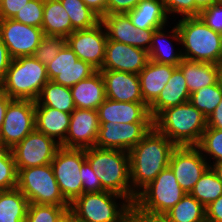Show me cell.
Here are the masks:
<instances>
[{"mask_svg": "<svg viewBox=\"0 0 222 222\" xmlns=\"http://www.w3.org/2000/svg\"><path fill=\"white\" fill-rule=\"evenodd\" d=\"M29 0H0V19H13Z\"/></svg>", "mask_w": 222, "mask_h": 222, "instance_id": "cell-44", "label": "cell"}, {"mask_svg": "<svg viewBox=\"0 0 222 222\" xmlns=\"http://www.w3.org/2000/svg\"><path fill=\"white\" fill-rule=\"evenodd\" d=\"M35 129V101L12 99L0 132V146L12 149Z\"/></svg>", "mask_w": 222, "mask_h": 222, "instance_id": "cell-10", "label": "cell"}, {"mask_svg": "<svg viewBox=\"0 0 222 222\" xmlns=\"http://www.w3.org/2000/svg\"><path fill=\"white\" fill-rule=\"evenodd\" d=\"M165 27L166 26L157 29L153 33L152 43L148 51L149 60L178 67L183 60L182 51L175 50V45H172L173 43L171 42L174 40L177 42V45L181 44L179 31L177 26L174 25L168 34L165 30L167 28ZM169 38L172 39V41Z\"/></svg>", "mask_w": 222, "mask_h": 222, "instance_id": "cell-24", "label": "cell"}, {"mask_svg": "<svg viewBox=\"0 0 222 222\" xmlns=\"http://www.w3.org/2000/svg\"><path fill=\"white\" fill-rule=\"evenodd\" d=\"M17 176L11 149L0 146V191L17 188Z\"/></svg>", "mask_w": 222, "mask_h": 222, "instance_id": "cell-37", "label": "cell"}, {"mask_svg": "<svg viewBox=\"0 0 222 222\" xmlns=\"http://www.w3.org/2000/svg\"><path fill=\"white\" fill-rule=\"evenodd\" d=\"M169 167L178 184L189 194L210 166L197 146H176L170 155Z\"/></svg>", "mask_w": 222, "mask_h": 222, "instance_id": "cell-12", "label": "cell"}, {"mask_svg": "<svg viewBox=\"0 0 222 222\" xmlns=\"http://www.w3.org/2000/svg\"><path fill=\"white\" fill-rule=\"evenodd\" d=\"M17 188L29 203L70 206L61 194L51 164L19 169Z\"/></svg>", "mask_w": 222, "mask_h": 222, "instance_id": "cell-8", "label": "cell"}, {"mask_svg": "<svg viewBox=\"0 0 222 222\" xmlns=\"http://www.w3.org/2000/svg\"><path fill=\"white\" fill-rule=\"evenodd\" d=\"M36 101L41 106L52 107L65 113H71L76 108L71 89L52 80L43 86Z\"/></svg>", "mask_w": 222, "mask_h": 222, "instance_id": "cell-32", "label": "cell"}, {"mask_svg": "<svg viewBox=\"0 0 222 222\" xmlns=\"http://www.w3.org/2000/svg\"><path fill=\"white\" fill-rule=\"evenodd\" d=\"M99 122H153L149 107L144 102H121L108 98L98 107Z\"/></svg>", "mask_w": 222, "mask_h": 222, "instance_id": "cell-21", "label": "cell"}, {"mask_svg": "<svg viewBox=\"0 0 222 222\" xmlns=\"http://www.w3.org/2000/svg\"><path fill=\"white\" fill-rule=\"evenodd\" d=\"M55 222H77L73 210L66 208L56 219Z\"/></svg>", "mask_w": 222, "mask_h": 222, "instance_id": "cell-52", "label": "cell"}, {"mask_svg": "<svg viewBox=\"0 0 222 222\" xmlns=\"http://www.w3.org/2000/svg\"><path fill=\"white\" fill-rule=\"evenodd\" d=\"M98 110L75 108L71 112L69 130L60 144L64 148L87 149L94 147L99 133Z\"/></svg>", "mask_w": 222, "mask_h": 222, "instance_id": "cell-18", "label": "cell"}, {"mask_svg": "<svg viewBox=\"0 0 222 222\" xmlns=\"http://www.w3.org/2000/svg\"><path fill=\"white\" fill-rule=\"evenodd\" d=\"M46 69L49 80L69 88L97 71L89 63L79 59L67 44L46 65Z\"/></svg>", "mask_w": 222, "mask_h": 222, "instance_id": "cell-16", "label": "cell"}, {"mask_svg": "<svg viewBox=\"0 0 222 222\" xmlns=\"http://www.w3.org/2000/svg\"><path fill=\"white\" fill-rule=\"evenodd\" d=\"M12 57L10 56L6 45L3 43L1 36H0V84L2 83L6 71L9 68V65L11 64Z\"/></svg>", "mask_w": 222, "mask_h": 222, "instance_id": "cell-47", "label": "cell"}, {"mask_svg": "<svg viewBox=\"0 0 222 222\" xmlns=\"http://www.w3.org/2000/svg\"><path fill=\"white\" fill-rule=\"evenodd\" d=\"M48 81L44 64L34 56L19 57L12 59L0 89L11 99L36 101Z\"/></svg>", "mask_w": 222, "mask_h": 222, "instance_id": "cell-7", "label": "cell"}, {"mask_svg": "<svg viewBox=\"0 0 222 222\" xmlns=\"http://www.w3.org/2000/svg\"><path fill=\"white\" fill-rule=\"evenodd\" d=\"M70 208L77 222H134L133 204L126 197L110 191L83 193L70 204Z\"/></svg>", "mask_w": 222, "mask_h": 222, "instance_id": "cell-6", "label": "cell"}, {"mask_svg": "<svg viewBox=\"0 0 222 222\" xmlns=\"http://www.w3.org/2000/svg\"><path fill=\"white\" fill-rule=\"evenodd\" d=\"M218 82L222 85V59L216 63Z\"/></svg>", "mask_w": 222, "mask_h": 222, "instance_id": "cell-54", "label": "cell"}, {"mask_svg": "<svg viewBox=\"0 0 222 222\" xmlns=\"http://www.w3.org/2000/svg\"><path fill=\"white\" fill-rule=\"evenodd\" d=\"M43 35L42 28L0 19V36L12 59L33 56Z\"/></svg>", "mask_w": 222, "mask_h": 222, "instance_id": "cell-15", "label": "cell"}, {"mask_svg": "<svg viewBox=\"0 0 222 222\" xmlns=\"http://www.w3.org/2000/svg\"><path fill=\"white\" fill-rule=\"evenodd\" d=\"M107 41V33L101 22L90 29L75 30L66 38V44L77 57L97 71L102 69Z\"/></svg>", "mask_w": 222, "mask_h": 222, "instance_id": "cell-14", "label": "cell"}, {"mask_svg": "<svg viewBox=\"0 0 222 222\" xmlns=\"http://www.w3.org/2000/svg\"><path fill=\"white\" fill-rule=\"evenodd\" d=\"M190 100V92L186 84V79L179 67L166 83L158 98L149 106V112L154 120L163 110L186 103Z\"/></svg>", "mask_w": 222, "mask_h": 222, "instance_id": "cell-22", "label": "cell"}, {"mask_svg": "<svg viewBox=\"0 0 222 222\" xmlns=\"http://www.w3.org/2000/svg\"><path fill=\"white\" fill-rule=\"evenodd\" d=\"M71 113L41 106L35 101V129L61 144L68 133Z\"/></svg>", "mask_w": 222, "mask_h": 222, "instance_id": "cell-25", "label": "cell"}, {"mask_svg": "<svg viewBox=\"0 0 222 222\" xmlns=\"http://www.w3.org/2000/svg\"><path fill=\"white\" fill-rule=\"evenodd\" d=\"M199 17L212 30L222 34V2H217L202 10Z\"/></svg>", "mask_w": 222, "mask_h": 222, "instance_id": "cell-42", "label": "cell"}, {"mask_svg": "<svg viewBox=\"0 0 222 222\" xmlns=\"http://www.w3.org/2000/svg\"><path fill=\"white\" fill-rule=\"evenodd\" d=\"M11 100L12 99L4 91L0 89V132H1L2 123L4 121L7 106Z\"/></svg>", "mask_w": 222, "mask_h": 222, "instance_id": "cell-50", "label": "cell"}, {"mask_svg": "<svg viewBox=\"0 0 222 222\" xmlns=\"http://www.w3.org/2000/svg\"><path fill=\"white\" fill-rule=\"evenodd\" d=\"M222 100V85L216 84L202 87L190 94L189 102L208 117Z\"/></svg>", "mask_w": 222, "mask_h": 222, "instance_id": "cell-35", "label": "cell"}, {"mask_svg": "<svg viewBox=\"0 0 222 222\" xmlns=\"http://www.w3.org/2000/svg\"><path fill=\"white\" fill-rule=\"evenodd\" d=\"M207 128L222 130V100L215 110L207 117Z\"/></svg>", "mask_w": 222, "mask_h": 222, "instance_id": "cell-48", "label": "cell"}, {"mask_svg": "<svg viewBox=\"0 0 222 222\" xmlns=\"http://www.w3.org/2000/svg\"><path fill=\"white\" fill-rule=\"evenodd\" d=\"M127 14L133 25L140 29H160L168 26V19H171L165 11L162 0H142Z\"/></svg>", "mask_w": 222, "mask_h": 222, "instance_id": "cell-27", "label": "cell"}, {"mask_svg": "<svg viewBox=\"0 0 222 222\" xmlns=\"http://www.w3.org/2000/svg\"><path fill=\"white\" fill-rule=\"evenodd\" d=\"M61 145L53 138L34 129L12 149L16 169L51 164Z\"/></svg>", "mask_w": 222, "mask_h": 222, "instance_id": "cell-11", "label": "cell"}, {"mask_svg": "<svg viewBox=\"0 0 222 222\" xmlns=\"http://www.w3.org/2000/svg\"><path fill=\"white\" fill-rule=\"evenodd\" d=\"M148 61L149 56L146 50L108 39L101 70H114L138 75Z\"/></svg>", "mask_w": 222, "mask_h": 222, "instance_id": "cell-19", "label": "cell"}, {"mask_svg": "<svg viewBox=\"0 0 222 222\" xmlns=\"http://www.w3.org/2000/svg\"><path fill=\"white\" fill-rule=\"evenodd\" d=\"M206 222H222V195L206 207Z\"/></svg>", "mask_w": 222, "mask_h": 222, "instance_id": "cell-46", "label": "cell"}, {"mask_svg": "<svg viewBox=\"0 0 222 222\" xmlns=\"http://www.w3.org/2000/svg\"><path fill=\"white\" fill-rule=\"evenodd\" d=\"M95 146L129 152L154 126L153 122L113 123L99 122Z\"/></svg>", "mask_w": 222, "mask_h": 222, "instance_id": "cell-13", "label": "cell"}, {"mask_svg": "<svg viewBox=\"0 0 222 222\" xmlns=\"http://www.w3.org/2000/svg\"><path fill=\"white\" fill-rule=\"evenodd\" d=\"M181 69L190 94L202 87L218 82L215 63L195 62L183 59L178 65Z\"/></svg>", "mask_w": 222, "mask_h": 222, "instance_id": "cell-29", "label": "cell"}, {"mask_svg": "<svg viewBox=\"0 0 222 222\" xmlns=\"http://www.w3.org/2000/svg\"><path fill=\"white\" fill-rule=\"evenodd\" d=\"M176 145L154 126L129 153L130 183L137 195L169 166Z\"/></svg>", "mask_w": 222, "mask_h": 222, "instance_id": "cell-1", "label": "cell"}, {"mask_svg": "<svg viewBox=\"0 0 222 222\" xmlns=\"http://www.w3.org/2000/svg\"><path fill=\"white\" fill-rule=\"evenodd\" d=\"M82 194L105 191L101 182L91 169L90 164L85 161L81 166Z\"/></svg>", "mask_w": 222, "mask_h": 222, "instance_id": "cell-43", "label": "cell"}, {"mask_svg": "<svg viewBox=\"0 0 222 222\" xmlns=\"http://www.w3.org/2000/svg\"><path fill=\"white\" fill-rule=\"evenodd\" d=\"M44 12V0H29L27 4L19 11L14 20L28 26L42 27Z\"/></svg>", "mask_w": 222, "mask_h": 222, "instance_id": "cell-40", "label": "cell"}, {"mask_svg": "<svg viewBox=\"0 0 222 222\" xmlns=\"http://www.w3.org/2000/svg\"><path fill=\"white\" fill-rule=\"evenodd\" d=\"M176 66L149 60L138 74L144 103L149 107L159 96Z\"/></svg>", "mask_w": 222, "mask_h": 222, "instance_id": "cell-23", "label": "cell"}, {"mask_svg": "<svg viewBox=\"0 0 222 222\" xmlns=\"http://www.w3.org/2000/svg\"><path fill=\"white\" fill-rule=\"evenodd\" d=\"M85 161V149L60 147L51 162L61 194L69 204L82 195L80 169Z\"/></svg>", "mask_w": 222, "mask_h": 222, "instance_id": "cell-9", "label": "cell"}, {"mask_svg": "<svg viewBox=\"0 0 222 222\" xmlns=\"http://www.w3.org/2000/svg\"><path fill=\"white\" fill-rule=\"evenodd\" d=\"M142 0H108L107 14L128 13L133 10Z\"/></svg>", "mask_w": 222, "mask_h": 222, "instance_id": "cell-45", "label": "cell"}, {"mask_svg": "<svg viewBox=\"0 0 222 222\" xmlns=\"http://www.w3.org/2000/svg\"><path fill=\"white\" fill-rule=\"evenodd\" d=\"M28 206V199L18 188L0 191V222H24Z\"/></svg>", "mask_w": 222, "mask_h": 222, "instance_id": "cell-31", "label": "cell"}, {"mask_svg": "<svg viewBox=\"0 0 222 222\" xmlns=\"http://www.w3.org/2000/svg\"><path fill=\"white\" fill-rule=\"evenodd\" d=\"M84 3L95 12L100 18L107 14L108 0H83Z\"/></svg>", "mask_w": 222, "mask_h": 222, "instance_id": "cell-49", "label": "cell"}, {"mask_svg": "<svg viewBox=\"0 0 222 222\" xmlns=\"http://www.w3.org/2000/svg\"><path fill=\"white\" fill-rule=\"evenodd\" d=\"M85 157L105 191L126 197L132 204L135 202L137 195L131 188L128 152L94 146L85 149Z\"/></svg>", "mask_w": 222, "mask_h": 222, "instance_id": "cell-3", "label": "cell"}, {"mask_svg": "<svg viewBox=\"0 0 222 222\" xmlns=\"http://www.w3.org/2000/svg\"><path fill=\"white\" fill-rule=\"evenodd\" d=\"M107 39L146 50L150 49L152 36L157 29L136 28L127 13H111L101 18Z\"/></svg>", "mask_w": 222, "mask_h": 222, "instance_id": "cell-17", "label": "cell"}, {"mask_svg": "<svg viewBox=\"0 0 222 222\" xmlns=\"http://www.w3.org/2000/svg\"><path fill=\"white\" fill-rule=\"evenodd\" d=\"M217 2H219V0H195V17H198L202 10Z\"/></svg>", "mask_w": 222, "mask_h": 222, "instance_id": "cell-51", "label": "cell"}, {"mask_svg": "<svg viewBox=\"0 0 222 222\" xmlns=\"http://www.w3.org/2000/svg\"><path fill=\"white\" fill-rule=\"evenodd\" d=\"M157 222H206V208L190 193L185 194Z\"/></svg>", "mask_w": 222, "mask_h": 222, "instance_id": "cell-30", "label": "cell"}, {"mask_svg": "<svg viewBox=\"0 0 222 222\" xmlns=\"http://www.w3.org/2000/svg\"><path fill=\"white\" fill-rule=\"evenodd\" d=\"M197 147L208 161L209 166L222 162V130L206 128Z\"/></svg>", "mask_w": 222, "mask_h": 222, "instance_id": "cell-36", "label": "cell"}, {"mask_svg": "<svg viewBox=\"0 0 222 222\" xmlns=\"http://www.w3.org/2000/svg\"><path fill=\"white\" fill-rule=\"evenodd\" d=\"M210 167L212 168V170L216 173L217 177L222 182V162L211 164Z\"/></svg>", "mask_w": 222, "mask_h": 222, "instance_id": "cell-53", "label": "cell"}, {"mask_svg": "<svg viewBox=\"0 0 222 222\" xmlns=\"http://www.w3.org/2000/svg\"><path fill=\"white\" fill-rule=\"evenodd\" d=\"M68 207L70 206L29 203L24 222H55L58 216Z\"/></svg>", "mask_w": 222, "mask_h": 222, "instance_id": "cell-39", "label": "cell"}, {"mask_svg": "<svg viewBox=\"0 0 222 222\" xmlns=\"http://www.w3.org/2000/svg\"><path fill=\"white\" fill-rule=\"evenodd\" d=\"M153 125L176 146H197L207 128V117L188 101L163 110Z\"/></svg>", "mask_w": 222, "mask_h": 222, "instance_id": "cell-4", "label": "cell"}, {"mask_svg": "<svg viewBox=\"0 0 222 222\" xmlns=\"http://www.w3.org/2000/svg\"><path fill=\"white\" fill-rule=\"evenodd\" d=\"M176 21L183 59L217 63L222 58V34L212 30L198 17H180Z\"/></svg>", "mask_w": 222, "mask_h": 222, "instance_id": "cell-5", "label": "cell"}, {"mask_svg": "<svg viewBox=\"0 0 222 222\" xmlns=\"http://www.w3.org/2000/svg\"><path fill=\"white\" fill-rule=\"evenodd\" d=\"M70 89L76 108L98 110L106 99L104 80L100 71L79 81Z\"/></svg>", "mask_w": 222, "mask_h": 222, "instance_id": "cell-26", "label": "cell"}, {"mask_svg": "<svg viewBox=\"0 0 222 222\" xmlns=\"http://www.w3.org/2000/svg\"><path fill=\"white\" fill-rule=\"evenodd\" d=\"M185 194L168 166L137 194L133 203L134 222H157Z\"/></svg>", "mask_w": 222, "mask_h": 222, "instance_id": "cell-2", "label": "cell"}, {"mask_svg": "<svg viewBox=\"0 0 222 222\" xmlns=\"http://www.w3.org/2000/svg\"><path fill=\"white\" fill-rule=\"evenodd\" d=\"M104 80L106 98L121 102H144L137 74L99 70Z\"/></svg>", "mask_w": 222, "mask_h": 222, "instance_id": "cell-20", "label": "cell"}, {"mask_svg": "<svg viewBox=\"0 0 222 222\" xmlns=\"http://www.w3.org/2000/svg\"><path fill=\"white\" fill-rule=\"evenodd\" d=\"M165 11L169 16L195 17V0H162Z\"/></svg>", "mask_w": 222, "mask_h": 222, "instance_id": "cell-41", "label": "cell"}, {"mask_svg": "<svg viewBox=\"0 0 222 222\" xmlns=\"http://www.w3.org/2000/svg\"><path fill=\"white\" fill-rule=\"evenodd\" d=\"M42 31L44 35L67 38L75 29L60 0H44Z\"/></svg>", "mask_w": 222, "mask_h": 222, "instance_id": "cell-28", "label": "cell"}, {"mask_svg": "<svg viewBox=\"0 0 222 222\" xmlns=\"http://www.w3.org/2000/svg\"><path fill=\"white\" fill-rule=\"evenodd\" d=\"M66 44V38L61 36L43 35L34 57L45 66L50 63Z\"/></svg>", "mask_w": 222, "mask_h": 222, "instance_id": "cell-38", "label": "cell"}, {"mask_svg": "<svg viewBox=\"0 0 222 222\" xmlns=\"http://www.w3.org/2000/svg\"><path fill=\"white\" fill-rule=\"evenodd\" d=\"M190 194L205 208L222 195V182L211 167L201 176Z\"/></svg>", "mask_w": 222, "mask_h": 222, "instance_id": "cell-34", "label": "cell"}, {"mask_svg": "<svg viewBox=\"0 0 222 222\" xmlns=\"http://www.w3.org/2000/svg\"><path fill=\"white\" fill-rule=\"evenodd\" d=\"M60 2L75 30L90 29L101 22V18L88 8L83 0H60Z\"/></svg>", "mask_w": 222, "mask_h": 222, "instance_id": "cell-33", "label": "cell"}]
</instances>
